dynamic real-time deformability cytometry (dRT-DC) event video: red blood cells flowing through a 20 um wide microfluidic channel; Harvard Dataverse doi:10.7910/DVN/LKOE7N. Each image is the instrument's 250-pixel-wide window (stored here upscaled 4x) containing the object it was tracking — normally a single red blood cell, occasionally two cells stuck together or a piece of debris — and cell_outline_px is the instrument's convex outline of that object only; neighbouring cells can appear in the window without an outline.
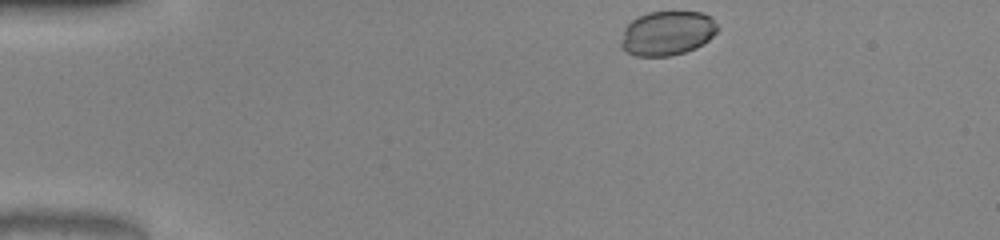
{"species": "common noctule bat (a hibernating species)", "species_latin": "Nyctalus noctula", "temperature_condition": "warm", "stored_images_in_passage": 36, "camera_frame_rate_fps": 3000, "um_per_image_px": 0.085, "animal": {"sex": "male", "body_mass_g": 20.0, "forearm_length_mm": 53.3}, "frame": {"image": 1, "passage_image": 1, "time_ms": 0.0, "image_size_px": [1000, 240], "cell_outline_px": [[720, 28], [704, 44], [696, 48], [684, 52], [668, 56], [636, 56], [620, 48], [620, 44], [624, 28], [632, 20], [648, 12], [700, 12], [712, 16]], "centroid_in_image_um": [56.73, 2.82], "position_along_channel_um": 28.3, "area_um2": 25.09}}
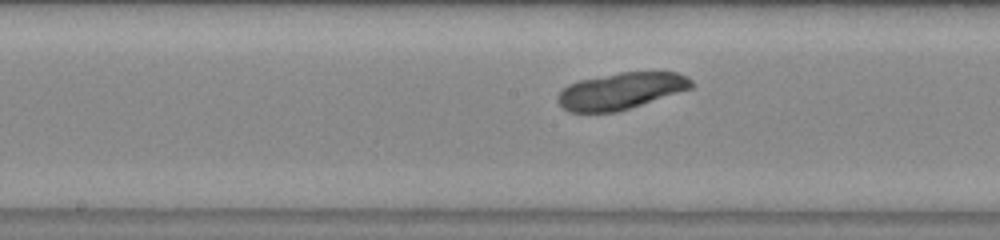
{"frame": {"image": 2, "passage_image": 19, "time_ms": 6.0, "image_size_px": [1000, 240], "cell_outline_px": [[696, 84], [692, 88], [616, 112], [568, 112], [556, 100], [556, 96], [568, 84], [580, 80], [620, 72], [676, 72], [688, 76]], "centroid_in_image_um": [52.79, 7.72], "position_along_channel_um": 195.4, "area_um2": 28.38}}
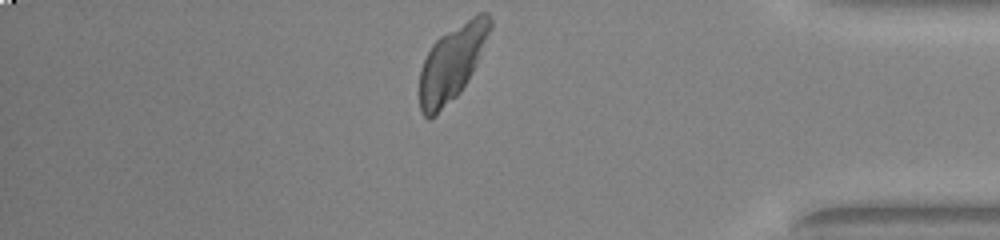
{"frame": {"image": 3, "passage_image": 36, "time_ms": 11.667, "image_size_px": [1000, 240], "cell_outline_px": [[492, 28], [476, 64], [472, 72], [460, 92], [436, 116], [428, 120], [420, 112], [420, 68], [432, 44], [440, 36], [476, 12], [488, 12], [492, 20]], "centroid_in_image_um": [38.42, 5.33], "position_along_channel_um": 396.8, "area_um2": 31.04}, "authors_computed_cell_mechanics": {"area_um2": 28.6688, "velocity_mm_per_s": 4.0346, "shape_relaxation_time_tau1_ms": null, "shape_relaxation_time_tau2_ms": 7.7985, "deformation_change_tau1": null, "deformation_change_tau2": 0.1099}}